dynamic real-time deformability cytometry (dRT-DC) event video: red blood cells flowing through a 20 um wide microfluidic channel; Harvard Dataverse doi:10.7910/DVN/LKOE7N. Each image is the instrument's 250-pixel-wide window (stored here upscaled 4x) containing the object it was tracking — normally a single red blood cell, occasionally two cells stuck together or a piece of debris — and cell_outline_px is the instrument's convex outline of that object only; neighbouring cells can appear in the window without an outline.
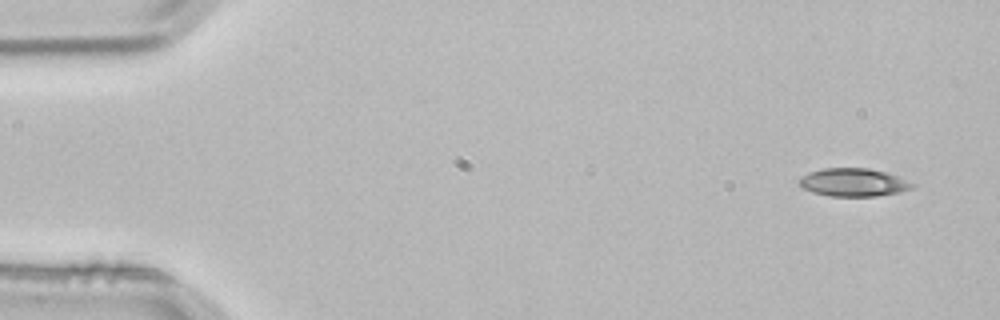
{"species": "common noctule bat (a hibernating species)", "species_latin": "Nyctalus noctula", "temperature_condition": "room temperature", "stored_images_in_passage": 3, "camera_frame_rate_fps": 3000, "um_per_image_px": 0.085, "animal": {"sex": "male", "body_mass_g": 21.5, "forearm_length_mm": 52.0}, "frame": {"image": 1, "passage_image": 1, "time_ms": 0.0, "image_size_px": [1000, 320], "cell_outline_px": [[916, 184], [912, 188], [900, 192], [876, 196], [828, 196], [812, 192], [804, 188], [800, 184], [800, 176], [808, 172], [824, 168], [868, 168], [884, 172], [896, 176]], "centroid_in_image_um": [72.52, 15.5], "position_along_channel_um": 12.5, "area_um2": 18.38}}
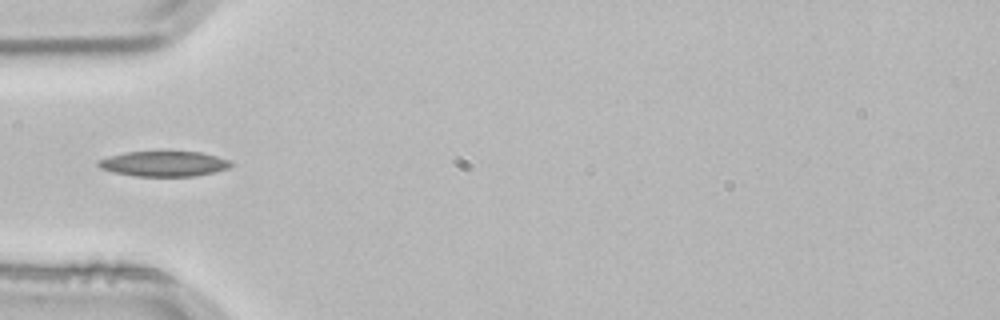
{"frame": {"image": 2, "passage_image": 3, "time_ms": 0.667, "image_size_px": [1000, 320], "cell_outline_px": [[236, 164], [228, 168], [212, 172], [192, 176], [136, 176], [112, 172], [100, 168], [96, 164], [100, 160], [124, 152], [200, 152], [232, 160]], "centroid_in_image_um": [13.97, 13.92], "position_along_channel_um": 71.0, "area_um2": 19.36}}